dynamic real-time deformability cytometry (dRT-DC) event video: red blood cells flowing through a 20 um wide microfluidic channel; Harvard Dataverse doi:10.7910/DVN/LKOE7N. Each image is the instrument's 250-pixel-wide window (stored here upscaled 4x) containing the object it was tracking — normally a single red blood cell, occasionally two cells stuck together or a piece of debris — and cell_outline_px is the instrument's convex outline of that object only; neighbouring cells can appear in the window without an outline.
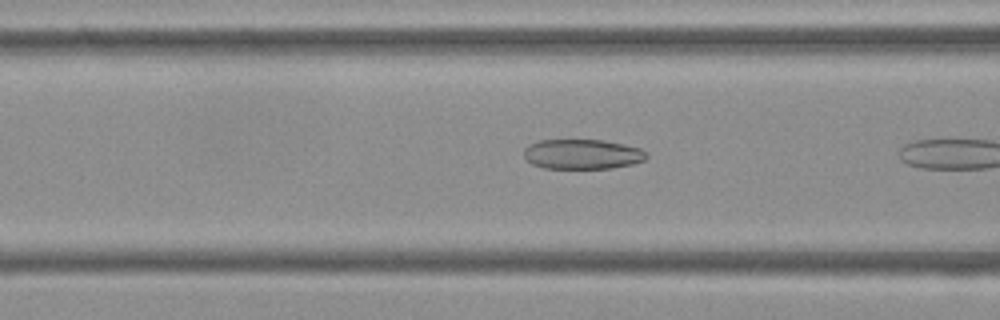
{"species": "Egyptian fruit bat (a non-hibernating species)", "species_latin": "Rousettus aegyptiacus", "temperature_condition": "cold", "stored_images_in_passage": 6, "camera_frame_rate_fps": 3000, "um_per_image_px": 0.085, "frame": {"image": 1, "passage_image": 5, "time_ms": 1.333, "image_size_px": [1000, 320], "cell_outline_px": [[648, 156], [644, 160], [632, 164], [612, 168], [544, 168], [532, 164], [524, 156], [524, 148], [528, 144], [540, 140], [604, 140], [624, 144], [640, 148], [648, 152]], "centroid_in_image_um": [49.51, 13.1], "position_along_channel_um": 117.1, "area_um2": 21.44}}